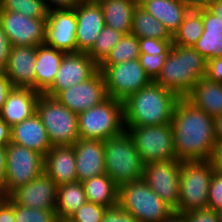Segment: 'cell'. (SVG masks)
Instances as JSON below:
<instances>
[{
    "label": "cell",
    "mask_w": 222,
    "mask_h": 222,
    "mask_svg": "<svg viewBox=\"0 0 222 222\" xmlns=\"http://www.w3.org/2000/svg\"><path fill=\"white\" fill-rule=\"evenodd\" d=\"M176 159L181 161L210 160L215 137L214 118L180 98L171 120Z\"/></svg>",
    "instance_id": "1"
},
{
    "label": "cell",
    "mask_w": 222,
    "mask_h": 222,
    "mask_svg": "<svg viewBox=\"0 0 222 222\" xmlns=\"http://www.w3.org/2000/svg\"><path fill=\"white\" fill-rule=\"evenodd\" d=\"M180 97L152 81L123 101L125 126H154L171 123Z\"/></svg>",
    "instance_id": "2"
},
{
    "label": "cell",
    "mask_w": 222,
    "mask_h": 222,
    "mask_svg": "<svg viewBox=\"0 0 222 222\" xmlns=\"http://www.w3.org/2000/svg\"><path fill=\"white\" fill-rule=\"evenodd\" d=\"M207 60L191 46L173 45L161 72L154 81L185 98L206 75Z\"/></svg>",
    "instance_id": "3"
},
{
    "label": "cell",
    "mask_w": 222,
    "mask_h": 222,
    "mask_svg": "<svg viewBox=\"0 0 222 222\" xmlns=\"http://www.w3.org/2000/svg\"><path fill=\"white\" fill-rule=\"evenodd\" d=\"M104 161L106 174L118 187L142 179L144 163L126 130L104 141Z\"/></svg>",
    "instance_id": "4"
},
{
    "label": "cell",
    "mask_w": 222,
    "mask_h": 222,
    "mask_svg": "<svg viewBox=\"0 0 222 222\" xmlns=\"http://www.w3.org/2000/svg\"><path fill=\"white\" fill-rule=\"evenodd\" d=\"M118 206L140 222H168L175 216L143 179L118 187Z\"/></svg>",
    "instance_id": "5"
},
{
    "label": "cell",
    "mask_w": 222,
    "mask_h": 222,
    "mask_svg": "<svg viewBox=\"0 0 222 222\" xmlns=\"http://www.w3.org/2000/svg\"><path fill=\"white\" fill-rule=\"evenodd\" d=\"M213 165L210 160L182 161L179 203L175 216L207 208Z\"/></svg>",
    "instance_id": "6"
},
{
    "label": "cell",
    "mask_w": 222,
    "mask_h": 222,
    "mask_svg": "<svg viewBox=\"0 0 222 222\" xmlns=\"http://www.w3.org/2000/svg\"><path fill=\"white\" fill-rule=\"evenodd\" d=\"M125 130L123 101L108 97L78 114L80 139L105 141Z\"/></svg>",
    "instance_id": "7"
},
{
    "label": "cell",
    "mask_w": 222,
    "mask_h": 222,
    "mask_svg": "<svg viewBox=\"0 0 222 222\" xmlns=\"http://www.w3.org/2000/svg\"><path fill=\"white\" fill-rule=\"evenodd\" d=\"M40 117L52 146L73 145L79 139L78 115L56 98L40 94L36 103Z\"/></svg>",
    "instance_id": "8"
},
{
    "label": "cell",
    "mask_w": 222,
    "mask_h": 222,
    "mask_svg": "<svg viewBox=\"0 0 222 222\" xmlns=\"http://www.w3.org/2000/svg\"><path fill=\"white\" fill-rule=\"evenodd\" d=\"M144 164L176 159L172 124L125 126Z\"/></svg>",
    "instance_id": "9"
},
{
    "label": "cell",
    "mask_w": 222,
    "mask_h": 222,
    "mask_svg": "<svg viewBox=\"0 0 222 222\" xmlns=\"http://www.w3.org/2000/svg\"><path fill=\"white\" fill-rule=\"evenodd\" d=\"M103 73L108 97L124 101L152 81L138 59L115 65H99Z\"/></svg>",
    "instance_id": "10"
},
{
    "label": "cell",
    "mask_w": 222,
    "mask_h": 222,
    "mask_svg": "<svg viewBox=\"0 0 222 222\" xmlns=\"http://www.w3.org/2000/svg\"><path fill=\"white\" fill-rule=\"evenodd\" d=\"M6 159V191L9 195L44 172V156L27 147L10 142Z\"/></svg>",
    "instance_id": "11"
},
{
    "label": "cell",
    "mask_w": 222,
    "mask_h": 222,
    "mask_svg": "<svg viewBox=\"0 0 222 222\" xmlns=\"http://www.w3.org/2000/svg\"><path fill=\"white\" fill-rule=\"evenodd\" d=\"M182 161L159 160L144 164L142 179L174 212L179 203L180 168Z\"/></svg>",
    "instance_id": "12"
},
{
    "label": "cell",
    "mask_w": 222,
    "mask_h": 222,
    "mask_svg": "<svg viewBox=\"0 0 222 222\" xmlns=\"http://www.w3.org/2000/svg\"><path fill=\"white\" fill-rule=\"evenodd\" d=\"M0 25L12 47L44 44L46 18H30L21 13L0 10Z\"/></svg>",
    "instance_id": "13"
},
{
    "label": "cell",
    "mask_w": 222,
    "mask_h": 222,
    "mask_svg": "<svg viewBox=\"0 0 222 222\" xmlns=\"http://www.w3.org/2000/svg\"><path fill=\"white\" fill-rule=\"evenodd\" d=\"M55 98L77 115L100 104L108 98L103 73L98 70L88 80L70 86Z\"/></svg>",
    "instance_id": "14"
},
{
    "label": "cell",
    "mask_w": 222,
    "mask_h": 222,
    "mask_svg": "<svg viewBox=\"0 0 222 222\" xmlns=\"http://www.w3.org/2000/svg\"><path fill=\"white\" fill-rule=\"evenodd\" d=\"M99 66L84 52L65 53L53 85L44 93L55 98L61 91L91 78Z\"/></svg>",
    "instance_id": "15"
},
{
    "label": "cell",
    "mask_w": 222,
    "mask_h": 222,
    "mask_svg": "<svg viewBox=\"0 0 222 222\" xmlns=\"http://www.w3.org/2000/svg\"><path fill=\"white\" fill-rule=\"evenodd\" d=\"M75 9L48 11L44 45L65 53L77 52Z\"/></svg>",
    "instance_id": "16"
},
{
    "label": "cell",
    "mask_w": 222,
    "mask_h": 222,
    "mask_svg": "<svg viewBox=\"0 0 222 222\" xmlns=\"http://www.w3.org/2000/svg\"><path fill=\"white\" fill-rule=\"evenodd\" d=\"M58 185L45 173L18 187L9 197L23 207L55 210Z\"/></svg>",
    "instance_id": "17"
},
{
    "label": "cell",
    "mask_w": 222,
    "mask_h": 222,
    "mask_svg": "<svg viewBox=\"0 0 222 222\" xmlns=\"http://www.w3.org/2000/svg\"><path fill=\"white\" fill-rule=\"evenodd\" d=\"M77 20V52L88 53L105 26L104 14L99 3H78L75 7Z\"/></svg>",
    "instance_id": "18"
},
{
    "label": "cell",
    "mask_w": 222,
    "mask_h": 222,
    "mask_svg": "<svg viewBox=\"0 0 222 222\" xmlns=\"http://www.w3.org/2000/svg\"><path fill=\"white\" fill-rule=\"evenodd\" d=\"M76 158L77 181L84 182L106 173L104 161V141L78 139L73 144Z\"/></svg>",
    "instance_id": "19"
},
{
    "label": "cell",
    "mask_w": 222,
    "mask_h": 222,
    "mask_svg": "<svg viewBox=\"0 0 222 222\" xmlns=\"http://www.w3.org/2000/svg\"><path fill=\"white\" fill-rule=\"evenodd\" d=\"M36 47L13 46L7 63L5 75L14 87L35 90Z\"/></svg>",
    "instance_id": "20"
},
{
    "label": "cell",
    "mask_w": 222,
    "mask_h": 222,
    "mask_svg": "<svg viewBox=\"0 0 222 222\" xmlns=\"http://www.w3.org/2000/svg\"><path fill=\"white\" fill-rule=\"evenodd\" d=\"M73 145L52 146L44 156V172L58 185L77 181Z\"/></svg>",
    "instance_id": "21"
},
{
    "label": "cell",
    "mask_w": 222,
    "mask_h": 222,
    "mask_svg": "<svg viewBox=\"0 0 222 222\" xmlns=\"http://www.w3.org/2000/svg\"><path fill=\"white\" fill-rule=\"evenodd\" d=\"M11 142L43 156L52 148L48 133L37 113L11 127Z\"/></svg>",
    "instance_id": "22"
},
{
    "label": "cell",
    "mask_w": 222,
    "mask_h": 222,
    "mask_svg": "<svg viewBox=\"0 0 222 222\" xmlns=\"http://www.w3.org/2000/svg\"><path fill=\"white\" fill-rule=\"evenodd\" d=\"M39 96L40 93L31 88L14 87L9 92L0 111V118L10 127L30 118L36 113V103Z\"/></svg>",
    "instance_id": "23"
},
{
    "label": "cell",
    "mask_w": 222,
    "mask_h": 222,
    "mask_svg": "<svg viewBox=\"0 0 222 222\" xmlns=\"http://www.w3.org/2000/svg\"><path fill=\"white\" fill-rule=\"evenodd\" d=\"M138 5L160 21L171 36L190 10L182 0H142Z\"/></svg>",
    "instance_id": "24"
},
{
    "label": "cell",
    "mask_w": 222,
    "mask_h": 222,
    "mask_svg": "<svg viewBox=\"0 0 222 222\" xmlns=\"http://www.w3.org/2000/svg\"><path fill=\"white\" fill-rule=\"evenodd\" d=\"M65 52L39 45L36 47L35 91L44 94L55 80Z\"/></svg>",
    "instance_id": "25"
},
{
    "label": "cell",
    "mask_w": 222,
    "mask_h": 222,
    "mask_svg": "<svg viewBox=\"0 0 222 222\" xmlns=\"http://www.w3.org/2000/svg\"><path fill=\"white\" fill-rule=\"evenodd\" d=\"M203 34L193 48L207 61L222 56V20L208 8H201Z\"/></svg>",
    "instance_id": "26"
},
{
    "label": "cell",
    "mask_w": 222,
    "mask_h": 222,
    "mask_svg": "<svg viewBox=\"0 0 222 222\" xmlns=\"http://www.w3.org/2000/svg\"><path fill=\"white\" fill-rule=\"evenodd\" d=\"M185 98L212 118L222 114V83L203 77Z\"/></svg>",
    "instance_id": "27"
},
{
    "label": "cell",
    "mask_w": 222,
    "mask_h": 222,
    "mask_svg": "<svg viewBox=\"0 0 222 222\" xmlns=\"http://www.w3.org/2000/svg\"><path fill=\"white\" fill-rule=\"evenodd\" d=\"M106 26L130 34L133 12L138 3L135 0H105L100 3Z\"/></svg>",
    "instance_id": "28"
},
{
    "label": "cell",
    "mask_w": 222,
    "mask_h": 222,
    "mask_svg": "<svg viewBox=\"0 0 222 222\" xmlns=\"http://www.w3.org/2000/svg\"><path fill=\"white\" fill-rule=\"evenodd\" d=\"M82 183L87 201L108 209L118 206V186L106 173Z\"/></svg>",
    "instance_id": "29"
},
{
    "label": "cell",
    "mask_w": 222,
    "mask_h": 222,
    "mask_svg": "<svg viewBox=\"0 0 222 222\" xmlns=\"http://www.w3.org/2000/svg\"><path fill=\"white\" fill-rule=\"evenodd\" d=\"M87 202L83 183L76 181L58 186L55 211L59 221H66L71 214Z\"/></svg>",
    "instance_id": "30"
},
{
    "label": "cell",
    "mask_w": 222,
    "mask_h": 222,
    "mask_svg": "<svg viewBox=\"0 0 222 222\" xmlns=\"http://www.w3.org/2000/svg\"><path fill=\"white\" fill-rule=\"evenodd\" d=\"M131 33L138 38L172 40V36L165 26L139 5H137L133 12Z\"/></svg>",
    "instance_id": "31"
},
{
    "label": "cell",
    "mask_w": 222,
    "mask_h": 222,
    "mask_svg": "<svg viewBox=\"0 0 222 222\" xmlns=\"http://www.w3.org/2000/svg\"><path fill=\"white\" fill-rule=\"evenodd\" d=\"M203 31L201 9H190L178 30L172 36V44L193 47L200 39Z\"/></svg>",
    "instance_id": "32"
},
{
    "label": "cell",
    "mask_w": 222,
    "mask_h": 222,
    "mask_svg": "<svg viewBox=\"0 0 222 222\" xmlns=\"http://www.w3.org/2000/svg\"><path fill=\"white\" fill-rule=\"evenodd\" d=\"M140 56L139 38L132 33L124 34L100 65H115L138 59Z\"/></svg>",
    "instance_id": "33"
},
{
    "label": "cell",
    "mask_w": 222,
    "mask_h": 222,
    "mask_svg": "<svg viewBox=\"0 0 222 222\" xmlns=\"http://www.w3.org/2000/svg\"><path fill=\"white\" fill-rule=\"evenodd\" d=\"M123 36L124 33L105 25L87 54L99 66Z\"/></svg>",
    "instance_id": "34"
},
{
    "label": "cell",
    "mask_w": 222,
    "mask_h": 222,
    "mask_svg": "<svg viewBox=\"0 0 222 222\" xmlns=\"http://www.w3.org/2000/svg\"><path fill=\"white\" fill-rule=\"evenodd\" d=\"M0 10L21 13L30 18H47L44 0H0Z\"/></svg>",
    "instance_id": "35"
},
{
    "label": "cell",
    "mask_w": 222,
    "mask_h": 222,
    "mask_svg": "<svg viewBox=\"0 0 222 222\" xmlns=\"http://www.w3.org/2000/svg\"><path fill=\"white\" fill-rule=\"evenodd\" d=\"M15 222H59L55 210L23 207L14 202Z\"/></svg>",
    "instance_id": "36"
},
{
    "label": "cell",
    "mask_w": 222,
    "mask_h": 222,
    "mask_svg": "<svg viewBox=\"0 0 222 222\" xmlns=\"http://www.w3.org/2000/svg\"><path fill=\"white\" fill-rule=\"evenodd\" d=\"M172 48L173 44H171L164 52H161L159 55L140 54L138 58L140 65L143 67L146 75L151 79V81H155L160 74L162 66L172 51Z\"/></svg>",
    "instance_id": "37"
},
{
    "label": "cell",
    "mask_w": 222,
    "mask_h": 222,
    "mask_svg": "<svg viewBox=\"0 0 222 222\" xmlns=\"http://www.w3.org/2000/svg\"><path fill=\"white\" fill-rule=\"evenodd\" d=\"M108 208L87 201L66 222H101Z\"/></svg>",
    "instance_id": "38"
},
{
    "label": "cell",
    "mask_w": 222,
    "mask_h": 222,
    "mask_svg": "<svg viewBox=\"0 0 222 222\" xmlns=\"http://www.w3.org/2000/svg\"><path fill=\"white\" fill-rule=\"evenodd\" d=\"M207 208L213 211L222 209V173L213 171L209 184Z\"/></svg>",
    "instance_id": "39"
},
{
    "label": "cell",
    "mask_w": 222,
    "mask_h": 222,
    "mask_svg": "<svg viewBox=\"0 0 222 222\" xmlns=\"http://www.w3.org/2000/svg\"><path fill=\"white\" fill-rule=\"evenodd\" d=\"M172 40H160L157 38H139L140 54H156L164 52L170 45Z\"/></svg>",
    "instance_id": "40"
},
{
    "label": "cell",
    "mask_w": 222,
    "mask_h": 222,
    "mask_svg": "<svg viewBox=\"0 0 222 222\" xmlns=\"http://www.w3.org/2000/svg\"><path fill=\"white\" fill-rule=\"evenodd\" d=\"M180 217L184 222H219L217 211L208 208L186 212Z\"/></svg>",
    "instance_id": "41"
},
{
    "label": "cell",
    "mask_w": 222,
    "mask_h": 222,
    "mask_svg": "<svg viewBox=\"0 0 222 222\" xmlns=\"http://www.w3.org/2000/svg\"><path fill=\"white\" fill-rule=\"evenodd\" d=\"M101 222H140L119 206L107 209Z\"/></svg>",
    "instance_id": "42"
},
{
    "label": "cell",
    "mask_w": 222,
    "mask_h": 222,
    "mask_svg": "<svg viewBox=\"0 0 222 222\" xmlns=\"http://www.w3.org/2000/svg\"><path fill=\"white\" fill-rule=\"evenodd\" d=\"M205 77L210 81L222 83V56L207 61Z\"/></svg>",
    "instance_id": "43"
},
{
    "label": "cell",
    "mask_w": 222,
    "mask_h": 222,
    "mask_svg": "<svg viewBox=\"0 0 222 222\" xmlns=\"http://www.w3.org/2000/svg\"><path fill=\"white\" fill-rule=\"evenodd\" d=\"M12 45L8 36L0 25V62L4 65L7 63Z\"/></svg>",
    "instance_id": "44"
},
{
    "label": "cell",
    "mask_w": 222,
    "mask_h": 222,
    "mask_svg": "<svg viewBox=\"0 0 222 222\" xmlns=\"http://www.w3.org/2000/svg\"><path fill=\"white\" fill-rule=\"evenodd\" d=\"M48 11L73 9L78 3L75 0H44Z\"/></svg>",
    "instance_id": "45"
},
{
    "label": "cell",
    "mask_w": 222,
    "mask_h": 222,
    "mask_svg": "<svg viewBox=\"0 0 222 222\" xmlns=\"http://www.w3.org/2000/svg\"><path fill=\"white\" fill-rule=\"evenodd\" d=\"M210 161L213 165V170L222 173V141L215 143Z\"/></svg>",
    "instance_id": "46"
},
{
    "label": "cell",
    "mask_w": 222,
    "mask_h": 222,
    "mask_svg": "<svg viewBox=\"0 0 222 222\" xmlns=\"http://www.w3.org/2000/svg\"><path fill=\"white\" fill-rule=\"evenodd\" d=\"M14 88L10 79L4 74L0 76V111L2 110L9 92Z\"/></svg>",
    "instance_id": "47"
},
{
    "label": "cell",
    "mask_w": 222,
    "mask_h": 222,
    "mask_svg": "<svg viewBox=\"0 0 222 222\" xmlns=\"http://www.w3.org/2000/svg\"><path fill=\"white\" fill-rule=\"evenodd\" d=\"M0 222H15L14 201L10 197L0 208Z\"/></svg>",
    "instance_id": "48"
},
{
    "label": "cell",
    "mask_w": 222,
    "mask_h": 222,
    "mask_svg": "<svg viewBox=\"0 0 222 222\" xmlns=\"http://www.w3.org/2000/svg\"><path fill=\"white\" fill-rule=\"evenodd\" d=\"M7 146H0V187L6 190Z\"/></svg>",
    "instance_id": "49"
},
{
    "label": "cell",
    "mask_w": 222,
    "mask_h": 222,
    "mask_svg": "<svg viewBox=\"0 0 222 222\" xmlns=\"http://www.w3.org/2000/svg\"><path fill=\"white\" fill-rule=\"evenodd\" d=\"M11 142V127L0 118V146H7Z\"/></svg>",
    "instance_id": "50"
},
{
    "label": "cell",
    "mask_w": 222,
    "mask_h": 222,
    "mask_svg": "<svg viewBox=\"0 0 222 222\" xmlns=\"http://www.w3.org/2000/svg\"><path fill=\"white\" fill-rule=\"evenodd\" d=\"M214 0H186V5L190 9L207 8Z\"/></svg>",
    "instance_id": "51"
},
{
    "label": "cell",
    "mask_w": 222,
    "mask_h": 222,
    "mask_svg": "<svg viewBox=\"0 0 222 222\" xmlns=\"http://www.w3.org/2000/svg\"><path fill=\"white\" fill-rule=\"evenodd\" d=\"M207 8L222 20V0H214Z\"/></svg>",
    "instance_id": "52"
},
{
    "label": "cell",
    "mask_w": 222,
    "mask_h": 222,
    "mask_svg": "<svg viewBox=\"0 0 222 222\" xmlns=\"http://www.w3.org/2000/svg\"><path fill=\"white\" fill-rule=\"evenodd\" d=\"M215 137L217 141H222V114L214 118Z\"/></svg>",
    "instance_id": "53"
},
{
    "label": "cell",
    "mask_w": 222,
    "mask_h": 222,
    "mask_svg": "<svg viewBox=\"0 0 222 222\" xmlns=\"http://www.w3.org/2000/svg\"><path fill=\"white\" fill-rule=\"evenodd\" d=\"M9 194L5 190V188L0 187V208L8 201Z\"/></svg>",
    "instance_id": "54"
},
{
    "label": "cell",
    "mask_w": 222,
    "mask_h": 222,
    "mask_svg": "<svg viewBox=\"0 0 222 222\" xmlns=\"http://www.w3.org/2000/svg\"><path fill=\"white\" fill-rule=\"evenodd\" d=\"M168 222H184L183 219L180 216H174L170 221Z\"/></svg>",
    "instance_id": "55"
},
{
    "label": "cell",
    "mask_w": 222,
    "mask_h": 222,
    "mask_svg": "<svg viewBox=\"0 0 222 222\" xmlns=\"http://www.w3.org/2000/svg\"><path fill=\"white\" fill-rule=\"evenodd\" d=\"M5 74V65L0 62V76Z\"/></svg>",
    "instance_id": "56"
},
{
    "label": "cell",
    "mask_w": 222,
    "mask_h": 222,
    "mask_svg": "<svg viewBox=\"0 0 222 222\" xmlns=\"http://www.w3.org/2000/svg\"><path fill=\"white\" fill-rule=\"evenodd\" d=\"M218 216H219V222H222V209L217 211Z\"/></svg>",
    "instance_id": "57"
},
{
    "label": "cell",
    "mask_w": 222,
    "mask_h": 222,
    "mask_svg": "<svg viewBox=\"0 0 222 222\" xmlns=\"http://www.w3.org/2000/svg\"><path fill=\"white\" fill-rule=\"evenodd\" d=\"M77 3L91 2V0H75Z\"/></svg>",
    "instance_id": "58"
},
{
    "label": "cell",
    "mask_w": 222,
    "mask_h": 222,
    "mask_svg": "<svg viewBox=\"0 0 222 222\" xmlns=\"http://www.w3.org/2000/svg\"><path fill=\"white\" fill-rule=\"evenodd\" d=\"M103 1H105V0H91L92 3H99V4Z\"/></svg>",
    "instance_id": "59"
}]
</instances>
